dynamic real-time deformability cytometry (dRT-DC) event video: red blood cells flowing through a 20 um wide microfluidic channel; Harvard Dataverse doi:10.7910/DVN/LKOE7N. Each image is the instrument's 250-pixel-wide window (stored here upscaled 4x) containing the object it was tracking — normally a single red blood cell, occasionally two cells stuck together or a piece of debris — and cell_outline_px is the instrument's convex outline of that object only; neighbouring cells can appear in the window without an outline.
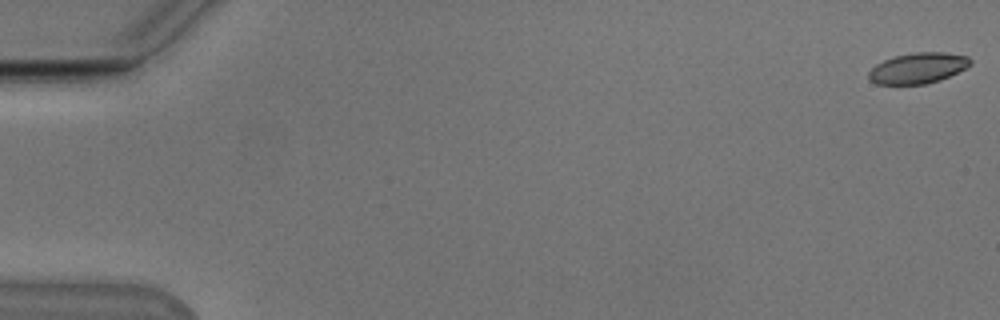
{"species": "Egyptian fruit bat (a non-hibernating species)", "species_latin": "Rousettus aegyptiacus", "temperature_condition": "cold", "stored_images_in_passage": 9, "camera_frame_rate_fps": 3000, "um_per_image_px": 0.085, "animal": {"sex": "male"}, "frame": {"image": 1, "passage_image": 1, "time_ms": 0.0, "image_size_px": [1000, 320], "cell_outline_px": [[972, 64], [940, 80], [924, 84], [876, 84], [868, 80], [868, 72], [876, 64], [884, 60], [896, 56], [916, 52], [944, 52], [968, 56], [972, 60]], "centroid_in_image_um": [78.01, 5.79], "position_along_channel_um": 7.0, "area_um2": 18.09}}